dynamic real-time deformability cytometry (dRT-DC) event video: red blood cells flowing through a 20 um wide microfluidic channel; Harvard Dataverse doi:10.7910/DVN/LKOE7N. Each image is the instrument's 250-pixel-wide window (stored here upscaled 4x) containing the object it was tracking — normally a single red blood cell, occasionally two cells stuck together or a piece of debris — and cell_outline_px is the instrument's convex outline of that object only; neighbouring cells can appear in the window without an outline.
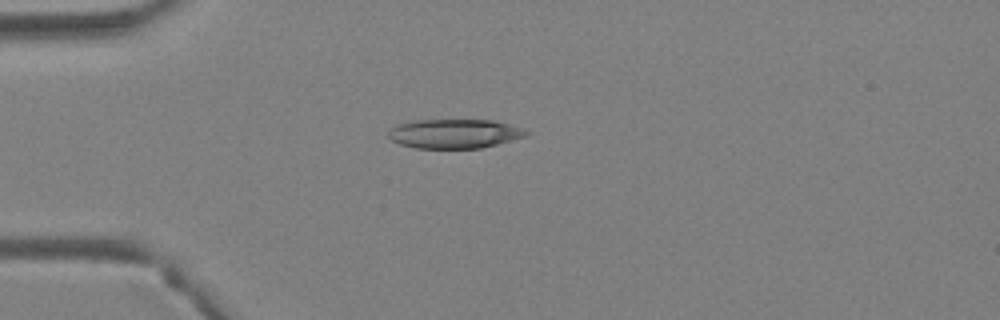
{"species": "Egyptian fruit bat (a non-hibernating species)", "species_latin": "Rousettus aegyptiacus", "temperature_condition": "warm", "stored_images_in_passage": 4, "camera_frame_rate_fps": 3000, "um_per_image_px": 0.085, "animal": {"sex": "female"}, "frame": {"image": 1, "passage_image": 4, "time_ms": 1.0, "image_size_px": [1000, 320], "cell_outline_px": [[532, 132], [524, 136], [496, 144], [480, 148], [416, 148], [400, 144], [392, 140], [388, 136], [388, 132], [396, 124], [412, 120], [492, 120], [524, 128]], "centroid_in_image_um": [38.61, 11.35], "position_along_channel_um": 46.4, "area_um2": 23.41}}